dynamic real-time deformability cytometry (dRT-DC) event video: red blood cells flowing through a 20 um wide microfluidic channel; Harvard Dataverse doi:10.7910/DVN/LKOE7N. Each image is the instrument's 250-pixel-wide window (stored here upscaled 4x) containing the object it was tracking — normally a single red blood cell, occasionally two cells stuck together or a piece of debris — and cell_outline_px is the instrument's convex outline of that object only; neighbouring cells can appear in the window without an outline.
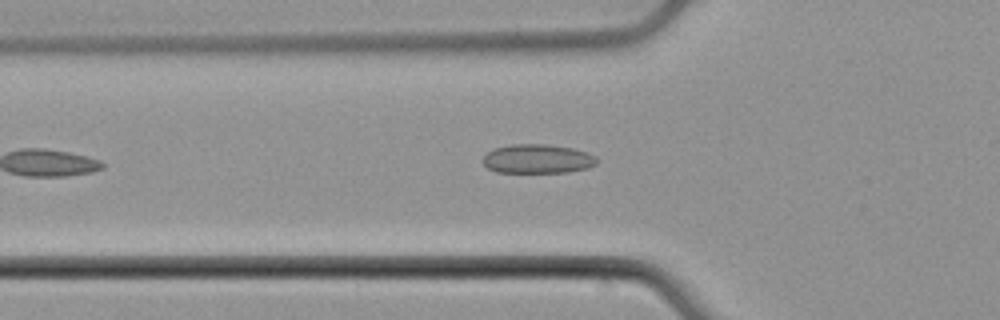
{"species": "common noctule bat (a hibernating species)", "species_latin": "Nyctalus noctula", "temperature_condition": "cold", "stored_images_in_passage": 40, "camera_frame_rate_fps": 3000, "um_per_image_px": 0.085, "animal": {"sex": "male", "body_mass_g": 21.5, "forearm_length_mm": 52.0}, "frame": {"image": 1, "passage_image": 8, "time_ms": 2.333, "image_size_px": [1000, 320], "cell_outline_px": [[596, 164], [588, 168], [568, 172], [496, 172], [488, 168], [484, 164], [484, 156], [492, 148], [512, 144], [548, 144], [572, 148], [588, 152], [596, 156]], "centroid_in_image_um": [45.7, 13.49], "position_along_channel_um": 80.1, "area_um2": 19.36}}
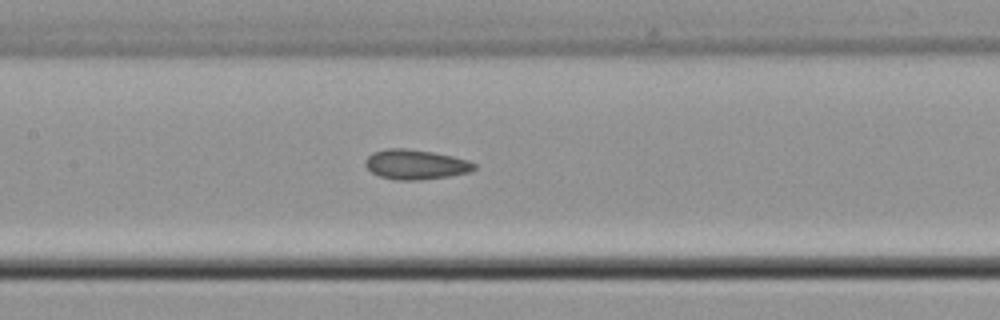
{"frame": {"image": 2, "passage_image": 15, "time_ms": 4.667, "image_size_px": [1000, 320], "cell_outline_px": [[476, 168], [472, 172], [448, 176], [420, 180], [396, 180], [380, 176], [372, 172], [364, 164], [364, 160], [372, 152], [388, 148], [404, 148], [432, 152], [452, 156], [468, 160], [476, 164]], "centroid_in_image_um": [35.33, 13.98], "position_along_channel_um": 172.1, "area_um2": 18.96}}
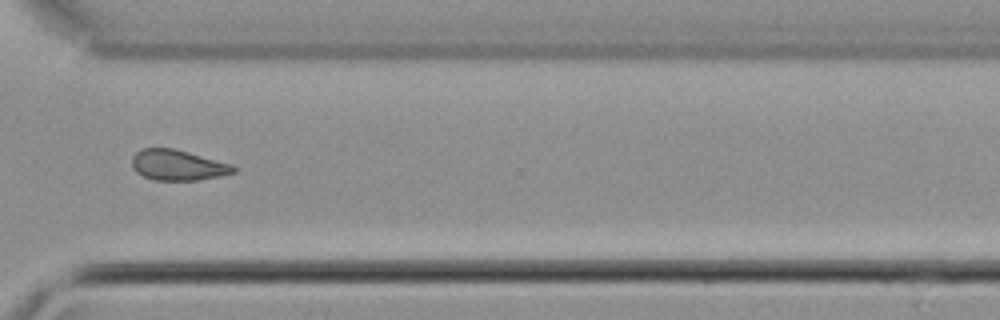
{"frame": {"image": 3, "passage_image": 29, "time_ms": 9.333, "image_size_px": [1000, 320], "cell_outline_px": [[236, 172], [220, 176], [200, 180], [152, 180], [136, 172], [132, 168], [132, 156], [140, 148], [176, 148], [232, 164], [236, 168]], "centroid_in_image_um": [15.11, 14.03], "position_along_channel_um": 355.5, "area_um2": 18.32}, "authors_computed_cell_mechanics": {"area_um2": 18.3804, "velocity_mm_per_s": 3.9248, "shape_relaxation_time_tau1_ms": 5.4665, "shape_relaxation_time_tau2_ms": 2.7602, "deformation_change_tau1": 0.0579, "deformation_change_tau2": 0.0696}}